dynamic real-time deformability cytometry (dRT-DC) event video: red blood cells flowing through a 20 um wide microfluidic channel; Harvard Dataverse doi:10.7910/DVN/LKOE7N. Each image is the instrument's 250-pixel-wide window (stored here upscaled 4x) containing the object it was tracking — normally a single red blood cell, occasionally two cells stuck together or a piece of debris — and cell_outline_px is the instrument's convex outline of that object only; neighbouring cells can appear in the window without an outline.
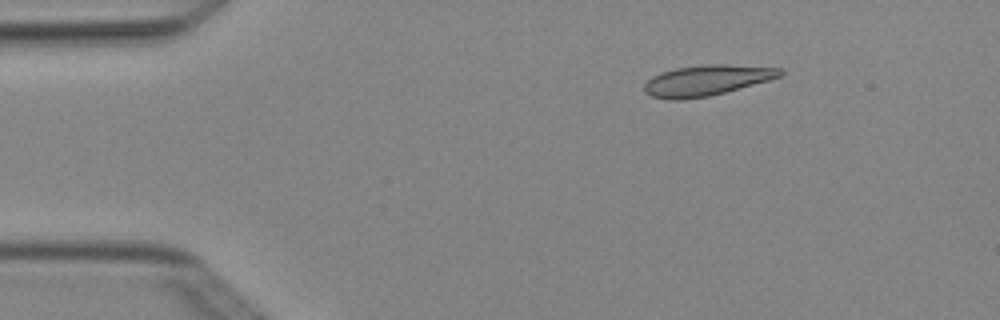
{"species": "Egyptian fruit bat (a non-hibernating species)", "species_latin": "Rousettus aegyptiacus", "temperature_condition": "cold", "stored_images_in_passage": 3, "camera_frame_rate_fps": 3000, "um_per_image_px": 0.085, "animal": {"sex": "female"}, "frame": {"image": 1, "passage_image": 1, "time_ms": 0.0, "image_size_px": [1000, 320], "cell_outline_px": [[784, 76], [724, 92], [708, 96], [680, 100], [668, 100], [652, 96], [644, 92], [644, 84], [652, 76], [660, 72], [676, 68], [704, 64], [728, 64], [780, 68], [784, 72]], "centroid_in_image_um": [60.06, 6.82], "position_along_channel_um": 24.9, "area_um2": 24.28}}
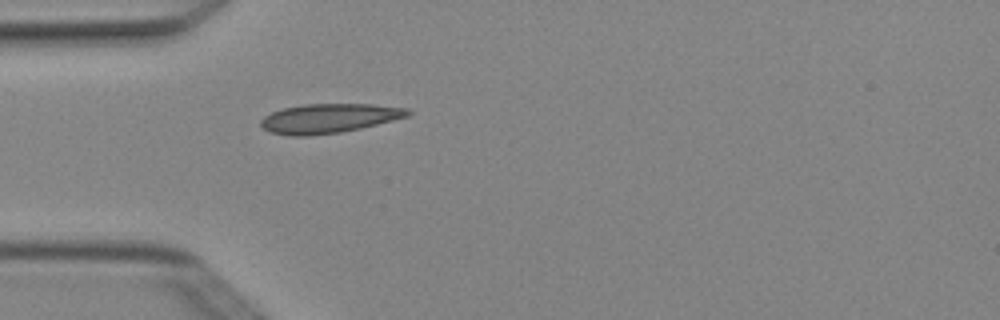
{"frame": {"image": 2, "passage_image": 3, "time_ms": 0.667, "image_size_px": [1000, 320], "cell_outline_px": [[412, 112], [408, 116], [360, 128], [340, 132], [308, 136], [288, 136], [268, 132], [260, 124], [260, 120], [264, 116], [272, 112], [284, 108], [304, 104], [372, 104], [408, 108]], "centroid_in_image_um": [27.93, 10.06], "position_along_channel_um": 57.1, "area_um2": 25.09}}